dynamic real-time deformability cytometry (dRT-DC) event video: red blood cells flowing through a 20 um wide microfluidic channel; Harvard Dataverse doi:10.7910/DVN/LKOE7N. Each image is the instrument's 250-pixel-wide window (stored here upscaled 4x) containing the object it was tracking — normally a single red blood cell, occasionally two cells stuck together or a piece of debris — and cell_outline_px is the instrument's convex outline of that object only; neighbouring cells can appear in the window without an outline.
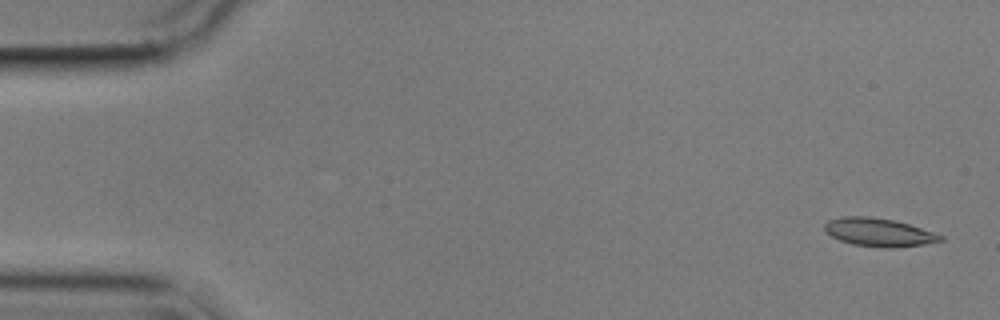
{"species": "common noctule bat (a hibernating species)", "species_latin": "Nyctalus noctula", "temperature_condition": "cold", "stored_images_in_passage": 5, "camera_frame_rate_fps": 3000, "um_per_image_px": 0.085, "animal": {"sex": "male", "body_mass_g": 17.9}, "frame": {"image": 1, "passage_image": 1, "time_ms": 0.0, "image_size_px": [1000, 320], "cell_outline_px": [[944, 240], [924, 244], [892, 248], [880, 248], [852, 244], [840, 240], [824, 232], [824, 224], [828, 220], [840, 216], [872, 216], [896, 220], [944, 236]], "centroid_in_image_um": [74.66, 19.74], "position_along_channel_um": 10.3, "area_um2": 19.25}}
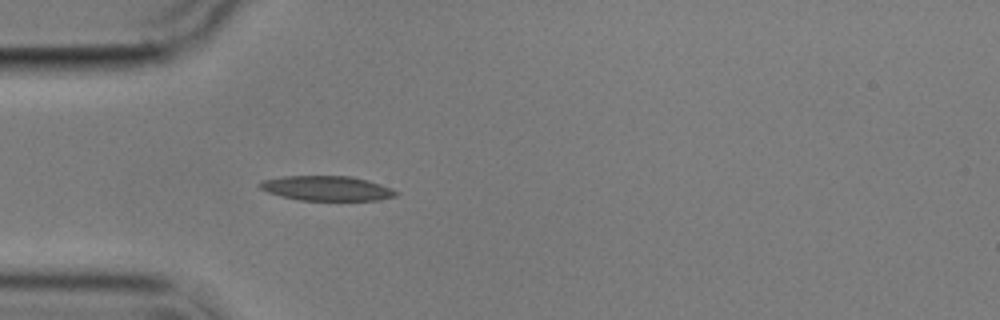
{"frame": {"image": 2, "passage_image": 5, "time_ms": 4.667, "image_size_px": [1000, 320], "cell_outline_px": [[400, 192], [396, 196], [380, 200], [300, 200], [280, 196], [268, 192], [260, 188], [256, 184], [260, 180], [284, 176], [352, 176], [368, 180], [392, 188]], "centroid_in_image_um": [27.77, 16.0], "position_along_channel_um": 57.2, "area_um2": 19.83}}